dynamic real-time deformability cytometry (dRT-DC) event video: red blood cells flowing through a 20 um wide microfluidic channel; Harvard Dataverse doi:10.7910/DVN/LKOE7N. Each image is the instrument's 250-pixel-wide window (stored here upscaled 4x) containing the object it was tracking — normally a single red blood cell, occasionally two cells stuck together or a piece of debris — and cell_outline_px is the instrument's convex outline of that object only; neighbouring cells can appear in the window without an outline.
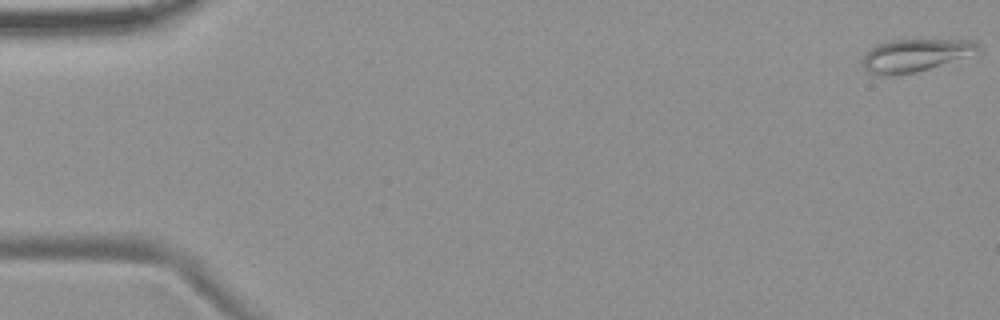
{"species": "common noctule bat (a hibernating species)", "species_latin": "Nyctalus noctula", "temperature_condition": "room temperature", "stored_images_in_passage": 4, "camera_frame_rate_fps": 3000, "um_per_image_px": 0.085, "animal": {"sex": "female", "body_mass_g": 19.9}, "frame": {"image": 1, "passage_image": 1, "time_ms": 0.0, "image_size_px": [1000, 320], "cell_outline_px": [[980, 48], [960, 56], [928, 68], [916, 72], [868, 72], [864, 68], [864, 56], [876, 44], [892, 40], [972, 40], [980, 44]], "centroid_in_image_um": [77.75, 4.63], "position_along_channel_um": 7.2, "area_um2": 20.17}}